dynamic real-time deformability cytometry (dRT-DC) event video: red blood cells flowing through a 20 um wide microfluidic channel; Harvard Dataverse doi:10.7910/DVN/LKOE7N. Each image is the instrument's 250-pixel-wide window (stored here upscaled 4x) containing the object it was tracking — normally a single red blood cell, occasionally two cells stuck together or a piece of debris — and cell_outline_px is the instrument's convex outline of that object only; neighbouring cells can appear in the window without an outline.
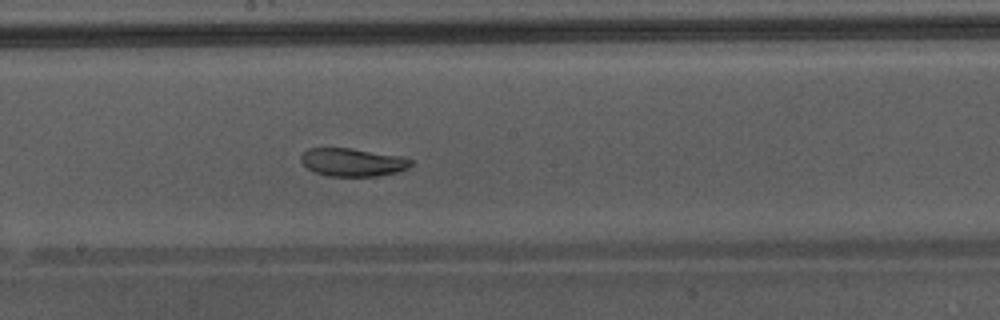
{"species": "Egyptian fruit bat (a non-hibernating species)", "species_latin": "Rousettus aegyptiacus", "temperature_condition": "warm", "stored_images_in_passage": 26, "camera_frame_rate_fps": 3000, "um_per_image_px": 0.085, "animal": {"sex": "male"}, "frame": {"image": 1, "passage_image": 15, "time_ms": 4.667, "image_size_px": [1000, 320], "cell_outline_px": [[412, 164], [408, 168], [396, 172], [376, 176], [328, 176], [316, 172], [308, 168], [300, 160], [300, 156], [308, 148], [352, 148], [400, 156], [412, 160]], "centroid_in_image_um": [29.97, 13.78], "position_along_channel_um": 218.2, "area_um2": 17.86}}
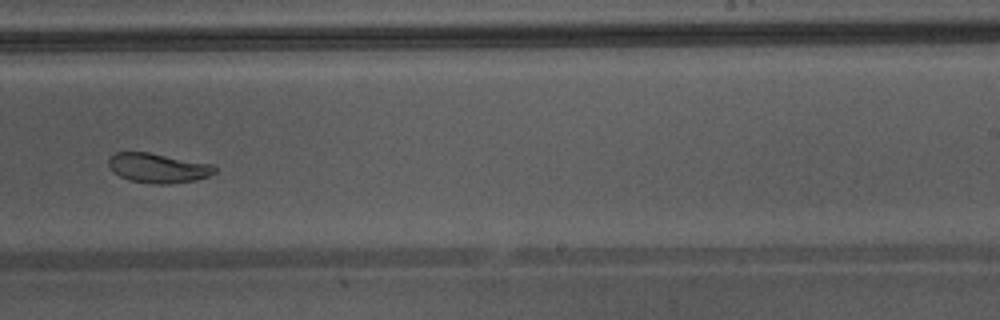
{"frame": {"image": 2, "passage_image": 19, "time_ms": 6.0, "image_size_px": [1000, 320], "cell_outline_px": [[216, 172], [208, 176], [196, 180], [168, 184], [152, 184], [132, 180], [120, 176], [112, 172], [108, 164], [108, 160], [116, 152], [148, 152], [212, 164], [216, 168]], "centroid_in_image_um": [13.43, 14.28], "position_along_channel_um": 275.6, "area_um2": 18.21}, "authors_computed_cell_mechanics": {"area_um2": 19.3052, "velocity_mm_per_s": 4.3075, "shape_relaxation_time_tau1_ms": 5.0086, "shape_relaxation_time_tau2_ms": 2.1888, "deformation_change_tau1": 0.1404, "deformation_change_tau2": 0.0521}}